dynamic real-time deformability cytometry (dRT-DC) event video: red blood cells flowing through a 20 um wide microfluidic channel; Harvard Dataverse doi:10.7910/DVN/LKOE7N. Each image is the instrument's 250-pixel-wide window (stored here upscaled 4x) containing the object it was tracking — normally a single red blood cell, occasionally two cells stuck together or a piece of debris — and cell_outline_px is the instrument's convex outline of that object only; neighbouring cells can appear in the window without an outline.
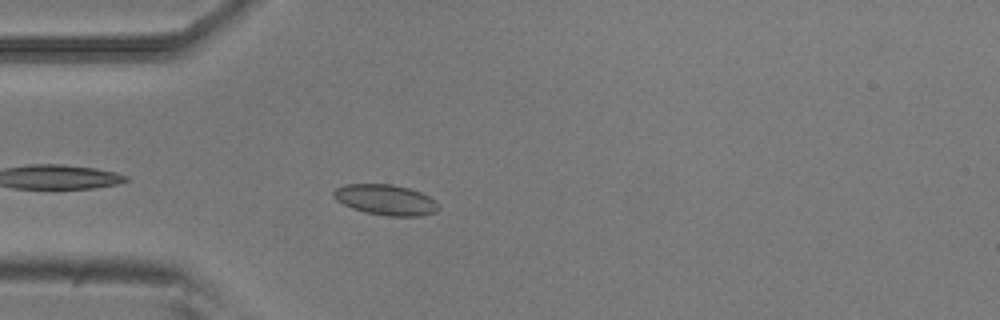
{"species": "common noctule bat (a hibernating species)", "species_latin": "Nyctalus noctula", "temperature_condition": "room temperature", "stored_images_in_passage": 38, "camera_frame_rate_fps": 3000, "um_per_image_px": 0.085, "animal": {"sex": "male", "body_mass_g": 20.5, "forearm_length_mm": 52.5}, "frame": {"image": 1, "passage_image": 4, "time_ms": 1.0, "image_size_px": [1000, 320], "cell_outline_px": [[440, 208], [436, 212], [420, 216], [388, 216], [364, 212], [352, 208], [336, 200], [332, 196], [332, 192], [336, 188], [344, 184], [392, 184], [408, 188], [420, 192], [428, 196], [440, 204]], "centroid_in_image_um": [32.78, 16.98], "position_along_channel_um": 52.2, "area_um2": 18.79}}
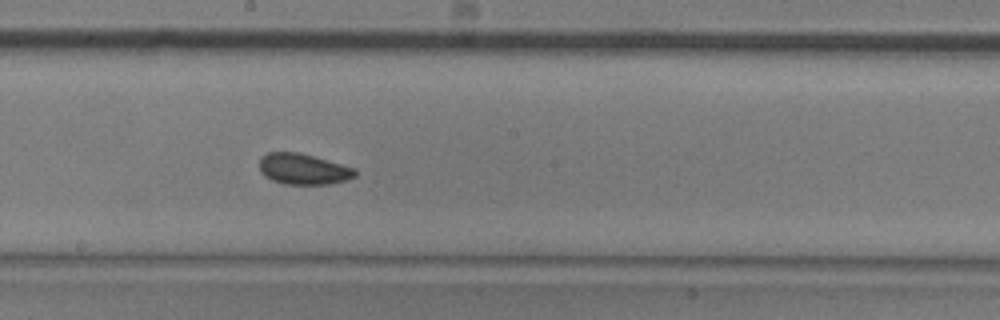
{"frame": {"image": 2, "passage_image": 18, "time_ms": 5.667, "image_size_px": [1000, 320], "cell_outline_px": [[356, 176], [348, 180], [328, 184], [284, 184], [272, 180], [264, 176], [260, 172], [260, 156], [268, 152], [300, 152], [356, 168]], "centroid_in_image_um": [25.78, 14.36], "position_along_channel_um": 222.4, "area_um2": 17.4}}
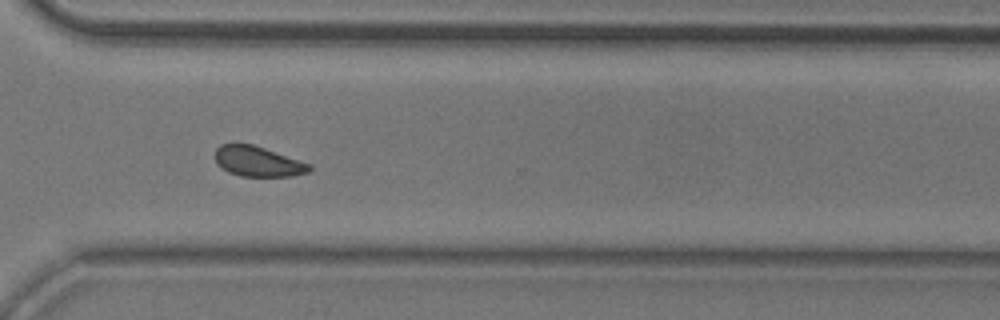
{"frame": {"image": 3, "passage_image": 28, "time_ms": 9.0, "image_size_px": [1000, 320], "cell_outline_px": [[312, 168], [308, 172], [292, 176], [240, 176], [228, 172], [220, 168], [216, 160], [216, 148], [220, 144], [252, 144], [312, 164]], "centroid_in_image_um": [21.93, 13.73], "position_along_channel_um": 348.7, "area_um2": 16.53}, "authors_computed_cell_mechanics": {"area_um2": 17.0221, "velocity_mm_per_s": 3.7986, "shape_relaxation_time_tau1_ms": 2.7746, "shape_relaxation_time_tau2_ms": 2.6712, "deformation_change_tau1": 0.0451, "deformation_change_tau2": 0.0528}}